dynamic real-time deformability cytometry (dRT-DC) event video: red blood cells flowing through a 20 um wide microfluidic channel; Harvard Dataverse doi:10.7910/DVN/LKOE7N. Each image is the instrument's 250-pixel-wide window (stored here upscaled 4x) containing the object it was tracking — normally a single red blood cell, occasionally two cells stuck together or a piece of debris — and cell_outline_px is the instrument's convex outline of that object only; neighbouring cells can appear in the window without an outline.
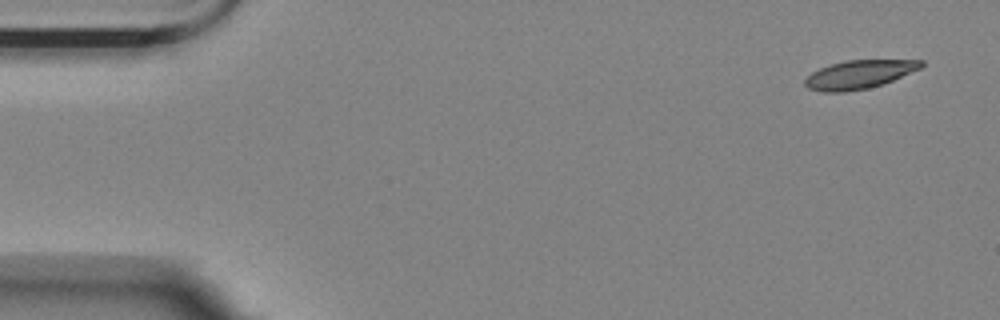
{"species": "Egyptian fruit bat (a non-hibernating species)", "species_latin": "Rousettus aegyptiacus", "temperature_condition": "room temperature", "stored_images_in_passage": 4, "camera_frame_rate_fps": 3000, "um_per_image_px": 0.085, "animal": {"sex": "female"}, "frame": {"image": 1, "passage_image": 1, "time_ms": 0.0, "image_size_px": [1000, 320], "cell_outline_px": [[924, 64], [920, 68], [892, 80], [868, 88], [844, 92], [824, 92], [808, 88], [804, 84], [804, 80], [812, 72], [820, 68], [844, 60], [924, 60]], "centroid_in_image_um": [73.0, 6.32], "position_along_channel_um": 12.0, "area_um2": 19.02}}